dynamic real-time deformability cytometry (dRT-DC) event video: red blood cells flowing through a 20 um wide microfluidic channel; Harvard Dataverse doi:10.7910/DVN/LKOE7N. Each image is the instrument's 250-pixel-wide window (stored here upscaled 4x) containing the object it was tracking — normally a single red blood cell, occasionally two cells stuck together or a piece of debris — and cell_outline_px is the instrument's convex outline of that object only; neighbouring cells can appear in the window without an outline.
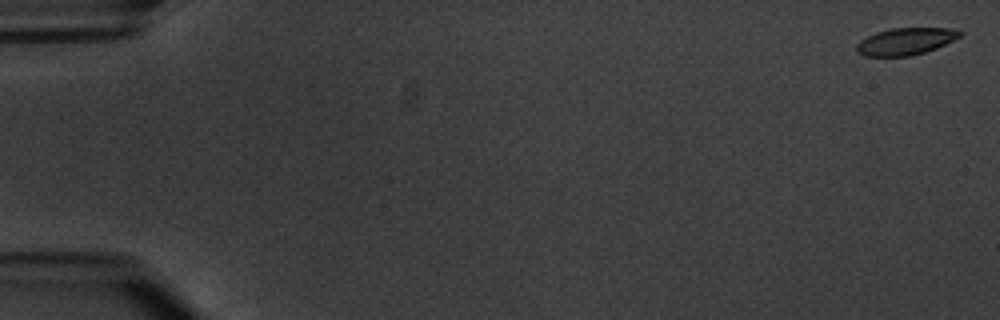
{"species": "common noctule bat (a hibernating species)", "species_latin": "Nyctalus noctula", "temperature_condition": "warm", "stored_images_in_passage": 9, "camera_frame_rate_fps": 3000, "um_per_image_px": 0.085, "animal": {"sex": "male", "body_mass_g": 20.1, "forearm_length_mm": 53.5}, "frame": {"image": 1, "passage_image": 1, "time_ms": 0.0, "image_size_px": [1000, 320], "cell_outline_px": [[964, 32], [960, 36], [936, 48], [912, 56], [864, 56], [856, 52], [856, 44], [860, 40], [876, 32], [892, 28], [956, 28]], "centroid_in_image_um": [76.96, 3.51], "position_along_channel_um": 8.0, "area_um2": 16.3}}
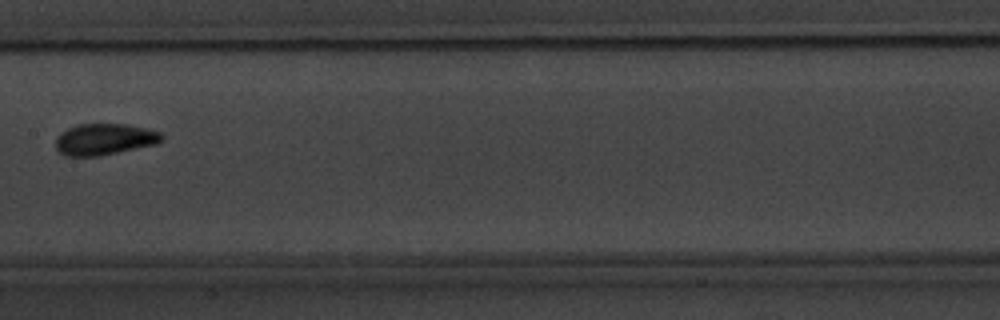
{"frame": {"image": 2, "passage_image": 9, "time_ms": 10.333, "image_size_px": [1000, 320], "cell_outline_px": [[164, 136], [156, 144], [100, 156], [64, 156], [56, 148], [56, 136], [60, 132], [76, 124], [124, 124], [144, 128], [160, 132]], "centroid_in_image_um": [8.83, 11.84], "position_along_channel_um": 198.6, "area_um2": 19.36}}